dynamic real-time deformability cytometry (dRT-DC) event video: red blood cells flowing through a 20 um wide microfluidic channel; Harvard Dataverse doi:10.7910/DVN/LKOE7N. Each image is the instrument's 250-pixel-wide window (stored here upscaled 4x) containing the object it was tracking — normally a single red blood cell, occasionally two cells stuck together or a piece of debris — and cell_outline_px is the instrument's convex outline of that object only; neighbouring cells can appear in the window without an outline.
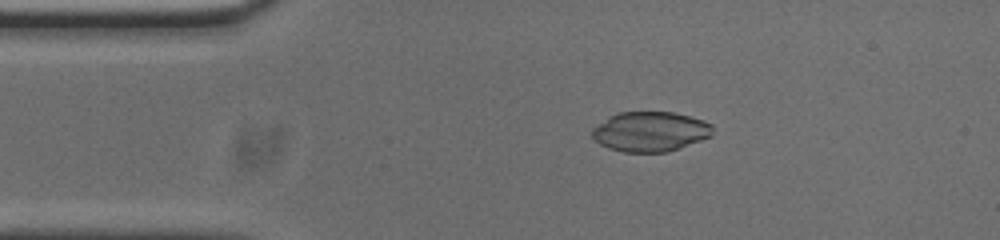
{"species": "common noctule bat (a hibernating species)", "species_latin": "Nyctalus noctula", "temperature_condition": "cold", "stored_images_in_passage": 52, "camera_frame_rate_fps": 3000, "um_per_image_px": 0.085, "animal": {"sex": "male", "body_mass_g": 20.0, "forearm_length_mm": 53.3}, "frame": {"image": 1, "passage_image": 9, "time_ms": 2.667, "image_size_px": [1000, 240], "cell_outline_px": [[712, 136], [680, 148], [668, 152], [624, 152], [608, 148], [600, 144], [592, 136], [592, 128], [612, 116], [620, 112], [672, 112], [704, 120], [712, 124]], "centroid_in_image_um": [55.3, 11.19], "position_along_channel_um": 29.7, "area_um2": 27.86}}
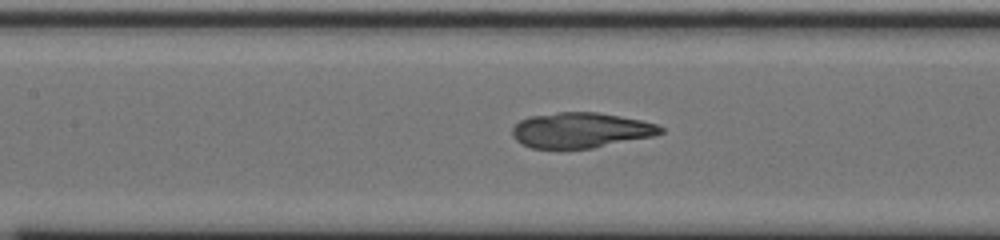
{"frame": {"image": 2, "passage_image": 22, "time_ms": 7.0, "image_size_px": [1000, 240], "cell_outline_px": [[664, 132], [656, 136], [592, 148], [532, 148], [516, 140], [512, 136], [512, 128], [520, 120], [528, 116], [556, 112], [596, 112], [620, 116], [640, 120], [656, 124], [664, 128]], "centroid_in_image_um": [49.38, 11.06], "position_along_channel_um": 158.0, "area_um2": 30.58}}
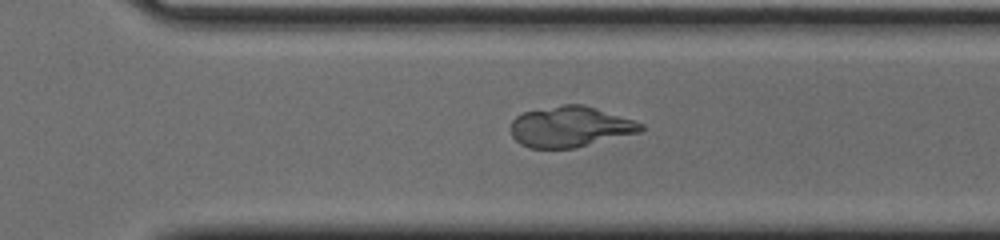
{"frame": {"image": 3, "passage_image": 35, "time_ms": 11.333, "image_size_px": [1000, 240], "cell_outline_px": [[644, 128], [640, 132], [576, 148], [528, 148], [520, 144], [512, 136], [512, 120], [516, 116], [524, 112], [564, 104], [584, 104], [644, 124]], "centroid_in_image_um": [48.46, 10.78], "position_along_channel_um": 322.1, "area_um2": 30.69}}